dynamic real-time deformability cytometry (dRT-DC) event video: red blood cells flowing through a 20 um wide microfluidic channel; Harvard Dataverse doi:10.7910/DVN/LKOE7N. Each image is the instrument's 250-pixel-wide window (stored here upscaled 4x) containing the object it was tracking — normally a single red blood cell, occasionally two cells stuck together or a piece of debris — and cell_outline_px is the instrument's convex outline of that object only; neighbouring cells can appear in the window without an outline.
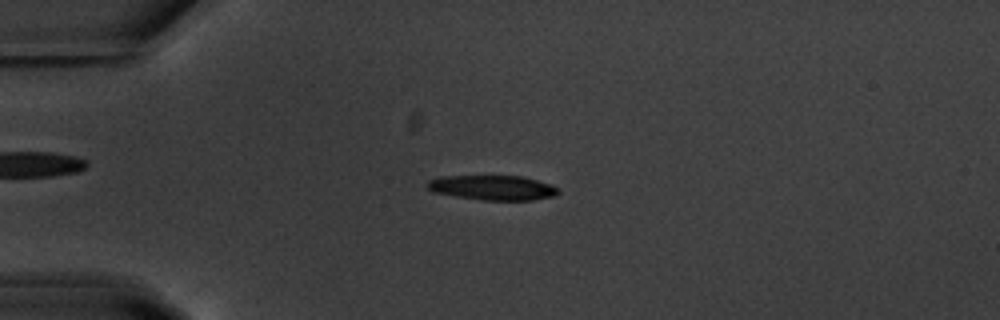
{"species": "common noctule bat (a hibernating species)", "species_latin": "Nyctalus noctula", "temperature_condition": "warm", "stored_images_in_passage": 51, "camera_frame_rate_fps": 3000, "um_per_image_px": 0.085, "animal": {"sex": "male", "body_mass_g": 20.1, "forearm_length_mm": 53.5}, "frame": {"image": 1, "passage_image": 10, "time_ms": 3.0, "image_size_px": [1000, 320], "cell_outline_px": [[560, 192], [556, 196], [532, 200], [484, 200], [456, 196], [432, 192], [428, 188], [428, 180], [440, 176], [520, 176], [552, 184], [560, 188]], "centroid_in_image_um": [41.92, 15.95], "position_along_channel_um": 43.1, "area_um2": 18.96}}
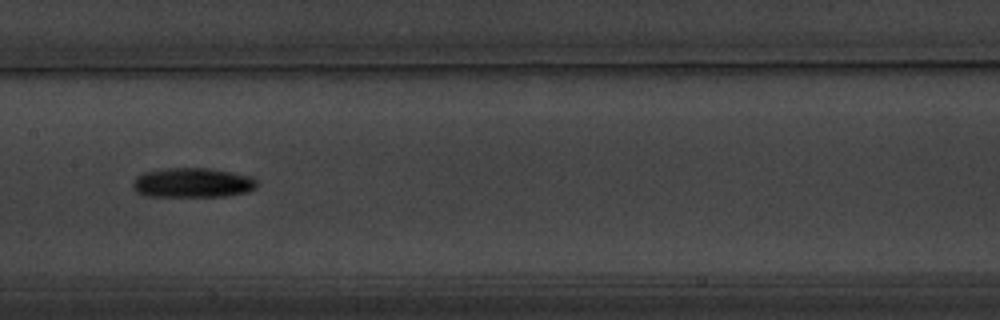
{"frame": {"image": 2, "passage_image": 24, "time_ms": 7.667, "image_size_px": [1000, 320], "cell_outline_px": [[256, 188], [248, 192], [228, 196], [148, 196], [136, 192], [132, 188], [132, 184], [136, 176], [144, 172], [164, 168], [212, 168], [252, 176], [256, 180]], "centroid_in_image_um": [16.37, 15.53], "position_along_channel_um": 191.0, "area_um2": 21.68}}
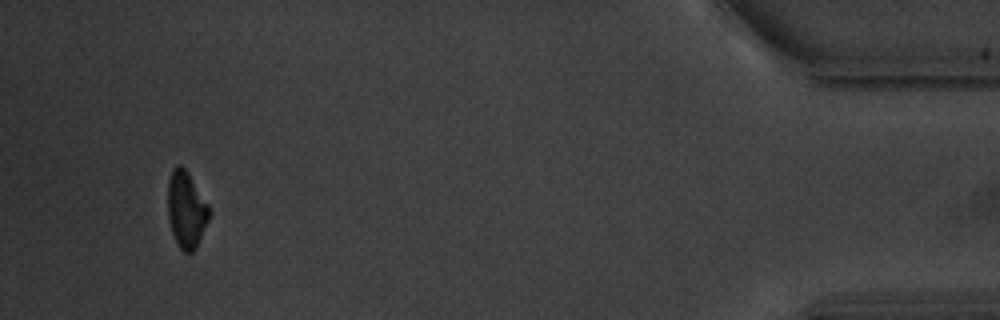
{"frame": {"image": 3, "passage_image": 48, "time_ms": 15.667, "image_size_px": [1000, 320], "cell_outline_px": [[212, 212], [196, 248], [192, 252], [184, 252], [180, 248], [172, 232], [168, 216], [168, 180], [172, 168], [176, 164], [180, 164], [188, 172], [208, 204]], "centroid_in_image_um": [15.84, 17.79], "position_along_channel_um": 419.4, "area_um2": 18.5}, "authors_computed_cell_mechanics": {"area_um2": 19.363, "velocity_mm_per_s": 3.7177, "shape_relaxation_time_tau1_ms": 3.5289, "shape_relaxation_time_tau2_ms": null, "deformation_change_tau1": 0.131, "deformation_change_tau2": null}}